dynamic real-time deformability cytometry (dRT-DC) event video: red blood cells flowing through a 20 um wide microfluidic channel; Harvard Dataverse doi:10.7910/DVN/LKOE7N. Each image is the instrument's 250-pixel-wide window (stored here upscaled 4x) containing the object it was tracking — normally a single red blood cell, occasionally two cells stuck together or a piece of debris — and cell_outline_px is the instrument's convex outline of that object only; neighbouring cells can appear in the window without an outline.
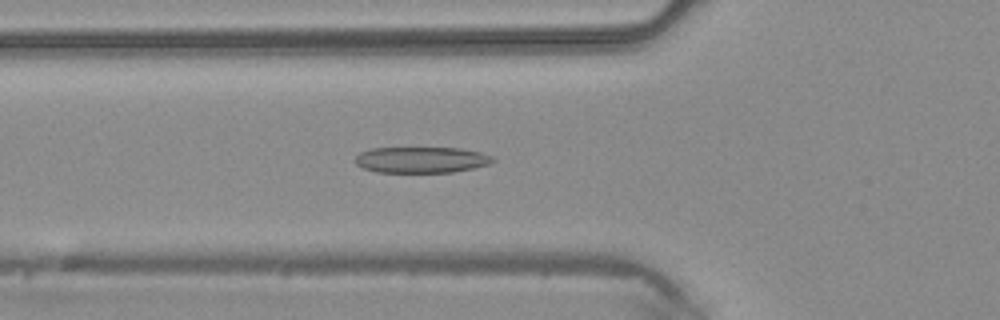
{"species": "common noctule bat (a hibernating species)", "species_latin": "Nyctalus noctula", "temperature_condition": "warm", "stored_images_in_passage": 45, "camera_frame_rate_fps": 3000, "um_per_image_px": 0.085, "animal": {"sex": "male", "body_mass_g": 20.4}, "frame": {"image": 1, "passage_image": 16, "time_ms": 5.0, "image_size_px": [1000, 320], "cell_outline_px": [[496, 160], [488, 164], [472, 168], [452, 172], [376, 172], [364, 168], [356, 164], [356, 156], [360, 152], [372, 148], [460, 148], [480, 152], [492, 156]], "centroid_in_image_um": [35.81, 13.58], "position_along_channel_um": 90.0, "area_um2": 20.75}}
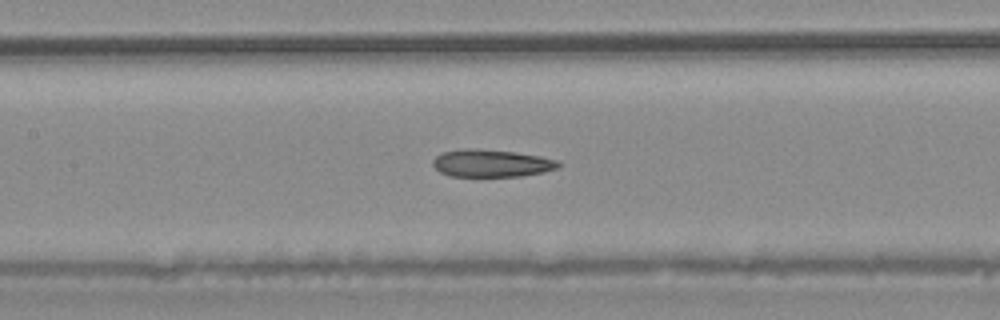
{"frame": {"image": 2, "passage_image": 21, "time_ms": 6.667, "image_size_px": [1000, 320], "cell_outline_px": [[560, 168], [544, 172], [520, 176], [448, 176], [440, 172], [432, 164], [432, 160], [440, 152], [468, 148], [472, 148], [516, 152], [540, 156], [556, 160], [560, 164]], "centroid_in_image_um": [41.76, 13.87], "position_along_channel_um": 165.6, "area_um2": 20.17}}
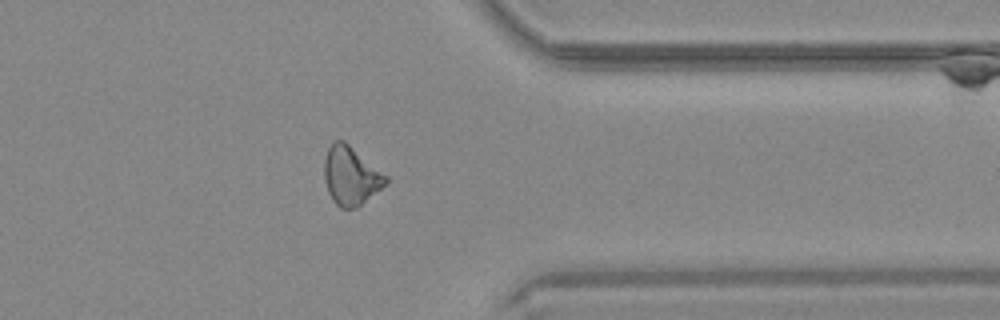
{"frame": {"image": 3, "passage_image": 36, "time_ms": 11.667, "image_size_px": [1000, 320], "cell_outline_px": [[388, 180], [380, 188], [356, 208], [340, 208], [332, 200], [328, 192], [324, 180], [324, 160], [328, 148], [332, 140], [344, 140], [388, 176]], "centroid_in_image_um": [29.78, 14.92], "position_along_channel_um": 381.6, "area_um2": 20.87}}